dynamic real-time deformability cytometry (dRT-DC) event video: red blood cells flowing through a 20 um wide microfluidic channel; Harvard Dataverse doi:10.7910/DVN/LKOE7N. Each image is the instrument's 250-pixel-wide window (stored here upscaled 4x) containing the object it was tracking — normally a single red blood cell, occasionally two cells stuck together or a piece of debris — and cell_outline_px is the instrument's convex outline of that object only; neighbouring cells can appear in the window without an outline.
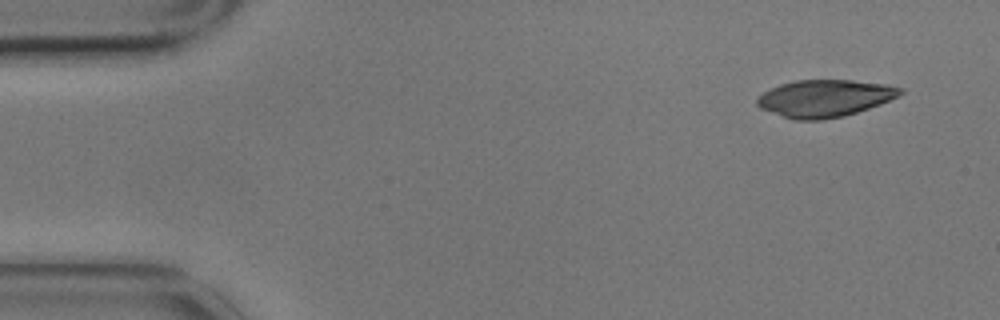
{"species": "common noctule bat (a hibernating species)", "species_latin": "Nyctalus noctula", "temperature_condition": "cold", "stored_images_in_passage": 4, "camera_frame_rate_fps": 3000, "um_per_image_px": 0.085, "animal": {"sex": "male", "body_mass_g": 17.9}, "frame": {"image": 1, "passage_image": 1, "time_ms": 0.0, "image_size_px": [1000, 320], "cell_outline_px": [[904, 92], [900, 96], [880, 104], [844, 116], [824, 120], [796, 120], [760, 108], [756, 104], [756, 100], [764, 92], [780, 84], [796, 80], [852, 80], [888, 84], [904, 88]], "centroid_in_image_um": [70.15, 8.35], "position_along_channel_um": 14.8, "area_um2": 30.98}}